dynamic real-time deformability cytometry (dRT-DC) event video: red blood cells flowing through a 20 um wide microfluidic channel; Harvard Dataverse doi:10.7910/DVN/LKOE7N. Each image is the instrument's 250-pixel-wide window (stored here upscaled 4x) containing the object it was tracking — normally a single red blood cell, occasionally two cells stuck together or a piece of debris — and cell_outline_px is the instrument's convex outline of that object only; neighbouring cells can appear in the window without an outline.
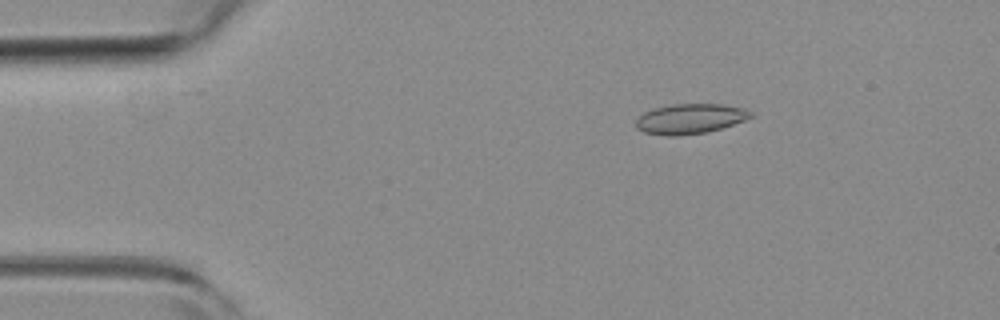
{"species": "common noctule bat (a hibernating species)", "species_latin": "Nyctalus noctula", "temperature_condition": "room temperature", "stored_images_in_passage": 5, "camera_frame_rate_fps": 3000, "um_per_image_px": 0.085, "animal": {"sex": "female", "body_mass_g": 19.3, "forearm_length_mm": 54.1}, "frame": {"image": 1, "passage_image": 3, "time_ms": 0.667, "image_size_px": [1000, 320], "cell_outline_px": [[756, 116], [708, 132], [676, 136], [668, 136], [644, 132], [636, 128], [636, 120], [644, 112], [652, 108], [672, 104], [724, 104], [744, 108], [756, 112]], "centroid_in_image_um": [58.69, 10.08], "position_along_channel_um": 26.3, "area_um2": 20.29}}
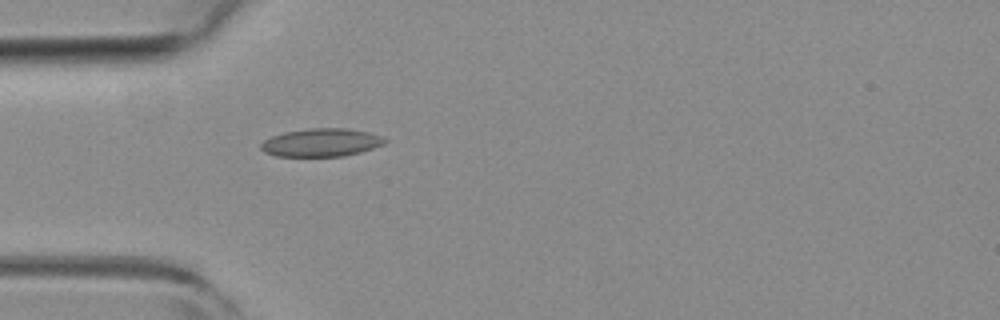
{"frame": {"image": 2, "passage_image": 5, "time_ms": 1.333, "image_size_px": [1000, 320], "cell_outline_px": [[388, 140], [384, 144], [360, 152], [344, 156], [276, 156], [264, 152], [260, 148], [260, 144], [264, 140], [272, 136], [284, 132], [308, 128], [348, 128], [368, 132], [380, 136]], "centroid_in_image_um": [27.29, 12.11], "position_along_channel_um": 57.7, "area_um2": 20.29}}